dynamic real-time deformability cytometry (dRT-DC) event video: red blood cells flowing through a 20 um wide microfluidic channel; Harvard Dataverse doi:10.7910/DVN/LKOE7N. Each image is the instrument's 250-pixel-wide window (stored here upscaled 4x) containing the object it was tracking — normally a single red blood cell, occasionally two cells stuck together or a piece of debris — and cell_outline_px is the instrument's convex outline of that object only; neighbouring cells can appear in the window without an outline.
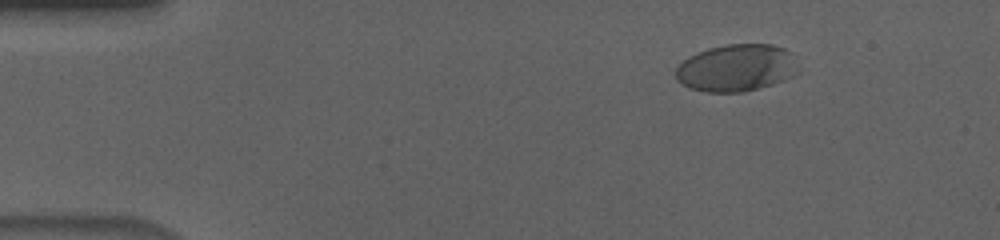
{"species": "human", "species_latin": "Homo sapiens", "temperature_condition": "cold", "stored_images_in_passage": 20, "camera_frame_rate_fps": 3000, "um_per_image_px": 0.085, "donor": {"sex": "male"}, "frame": {"image": 1, "passage_image": 9, "time_ms": 2.667, "image_size_px": [1000, 240], "cell_outline_px": [[800, 72], [784, 80], [772, 84], [740, 92], [704, 92], [688, 88], [676, 80], [676, 68], [688, 56], [696, 52], [708, 48], [728, 44], [772, 44], [784, 48], [792, 52]], "centroid_in_image_um": [62.6, 5.76], "position_along_channel_um": 22.4, "area_um2": 33.93}}